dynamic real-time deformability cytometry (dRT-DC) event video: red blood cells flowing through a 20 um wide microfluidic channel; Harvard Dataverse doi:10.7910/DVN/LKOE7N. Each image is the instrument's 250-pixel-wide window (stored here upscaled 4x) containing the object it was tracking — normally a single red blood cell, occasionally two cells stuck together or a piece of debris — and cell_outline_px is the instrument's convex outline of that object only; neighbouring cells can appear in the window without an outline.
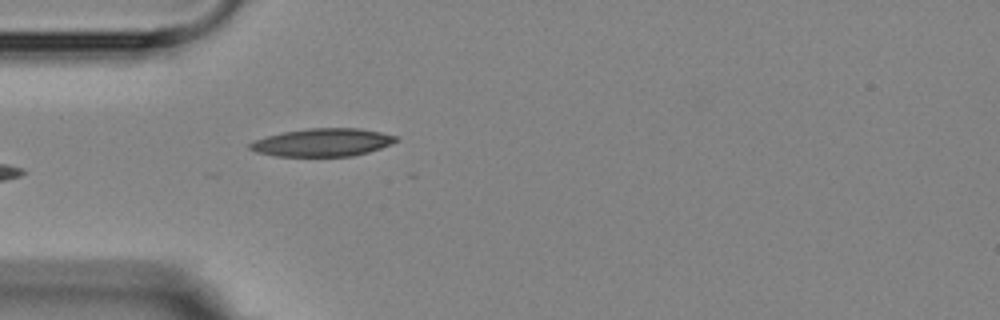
{"species": "Egyptian fruit bat (a non-hibernating species)", "species_latin": "Rousettus aegyptiacus", "temperature_condition": "room temperature", "stored_images_in_passage": 5, "camera_frame_rate_fps": 3000, "um_per_image_px": 0.085, "animal": {"sex": "female"}, "frame": {"image": 1, "passage_image": 5, "time_ms": 4.667, "image_size_px": [1000, 320], "cell_outline_px": [[400, 140], [380, 148], [368, 152], [352, 156], [276, 156], [256, 152], [248, 148], [248, 144], [256, 140], [268, 136], [284, 132], [308, 128], [360, 128], [380, 132], [396, 136]], "centroid_in_image_um": [27.43, 12.1], "position_along_channel_um": 57.6, "area_um2": 23.64}}